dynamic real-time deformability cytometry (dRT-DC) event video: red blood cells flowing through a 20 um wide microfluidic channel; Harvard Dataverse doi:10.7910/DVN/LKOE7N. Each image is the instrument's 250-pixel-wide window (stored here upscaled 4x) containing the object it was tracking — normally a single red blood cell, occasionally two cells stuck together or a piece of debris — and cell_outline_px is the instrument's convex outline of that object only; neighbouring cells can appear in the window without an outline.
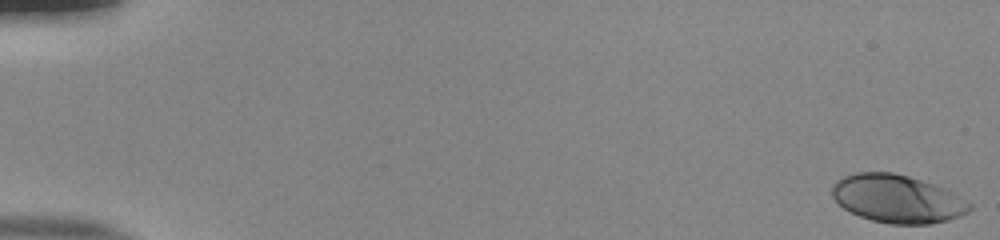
{"species": "human", "species_latin": "Homo sapiens", "temperature_condition": "room temperature", "stored_images_in_passage": 54, "camera_frame_rate_fps": 3000, "um_per_image_px": 0.085, "donor": {"sex": "male"}, "frame": {"image": 1, "passage_image": 1, "time_ms": 0.0, "image_size_px": [1000, 240], "cell_outline_px": [[972, 208], [968, 212], [960, 216], [948, 220], [928, 224], [888, 224], [872, 220], [860, 216], [844, 208], [832, 196], [832, 184], [836, 180], [844, 176], [856, 172], [892, 172], [908, 176], [944, 188], [972, 204]], "centroid_in_image_um": [76.26, 16.9], "position_along_channel_um": 8.7, "area_um2": 38.26}}
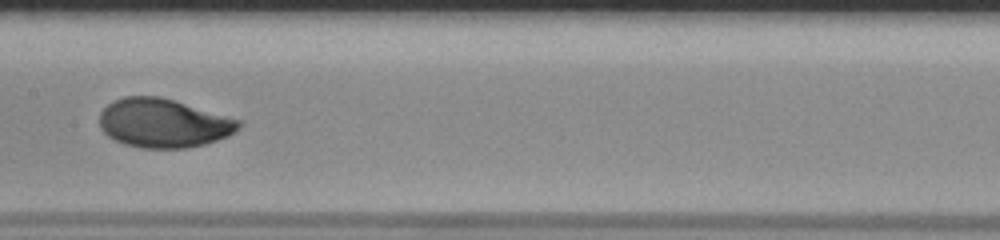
{"frame": {"image": 2, "passage_image": 29, "time_ms": 9.333, "image_size_px": [1000, 240], "cell_outline_px": [[240, 128], [236, 132], [228, 136], [204, 144], [184, 148], [140, 148], [124, 144], [108, 136], [100, 128], [100, 112], [112, 100], [124, 96], [160, 96], [240, 120]], "centroid_in_image_um": [13.86, 10.46], "position_along_channel_um": 193.5, "area_um2": 39.54}}
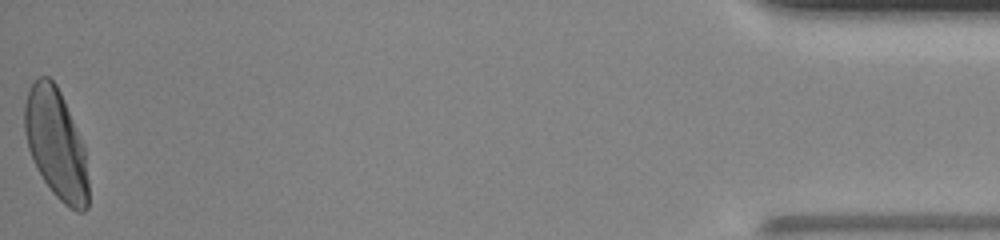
{"frame": {"image": 3, "passage_image": 54, "time_ms": 17.667, "image_size_px": [1000, 240], "cell_outline_px": [[88, 208], [84, 212], [76, 212], [64, 204], [52, 192], [44, 180], [28, 148], [24, 132], [24, 104], [28, 88], [36, 76], [48, 76], [56, 84], [60, 92], [84, 144], [88, 180]], "centroid_in_image_um": [4.76, 12.21], "position_along_channel_um": 430.4, "area_um2": 40.86}, "authors_computed_cell_mechanics": {"area_um2": 38.9283, "velocity_mm_per_s": 3.8723, "shape_relaxation_time_tau1_ms": 3.2216, "shape_relaxation_time_tau2_ms": null, "deformation_change_tau1": 0.1705, "deformation_change_tau2": null}}